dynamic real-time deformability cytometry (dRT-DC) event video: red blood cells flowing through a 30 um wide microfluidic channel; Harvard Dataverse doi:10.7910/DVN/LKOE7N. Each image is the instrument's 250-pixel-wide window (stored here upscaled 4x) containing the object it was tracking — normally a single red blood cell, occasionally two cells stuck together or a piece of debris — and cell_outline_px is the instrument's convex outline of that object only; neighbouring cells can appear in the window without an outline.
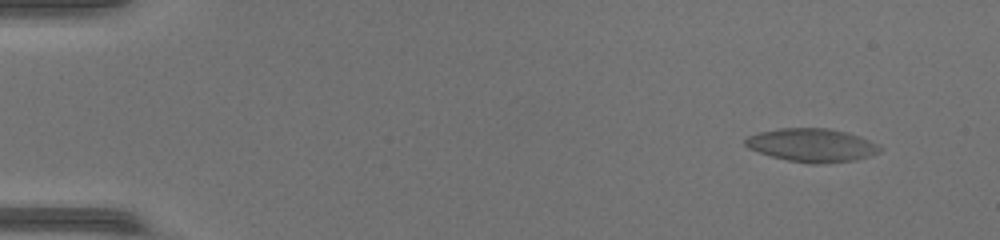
{"species": "common noctule bat (a hibernating species)", "species_latin": "Nyctalus noctula", "temperature_condition": "warm", "stored_images_in_passage": 50, "camera_frame_rate_fps": 3000, "um_per_image_px": 0.085, "animal": {"sex": "female", "body_mass_g": 17.0, "forearm_length_mm": 48.0}, "frame": {"image": 1, "passage_image": 5, "time_ms": 1.333, "image_size_px": [1000, 240], "cell_outline_px": [[880, 152], [856, 160], [816, 164], [808, 164], [788, 160], [772, 156], [748, 148], [744, 144], [744, 140], [748, 136], [760, 132], [780, 128], [828, 128], [844, 132], [868, 140], [876, 144], [880, 148]], "centroid_in_image_um": [68.97, 12.34], "position_along_channel_um": 16.0, "area_um2": 25.78}}
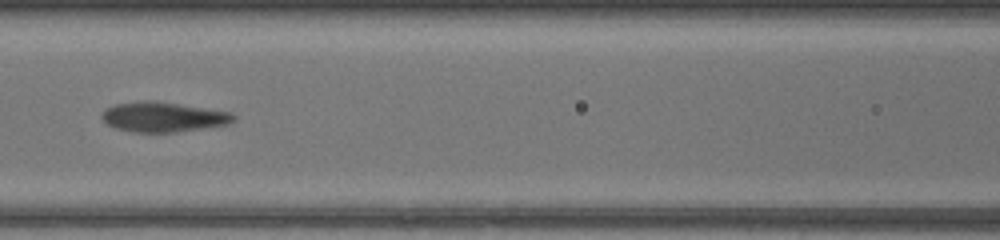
{"frame": {"image": 2, "passage_image": 24, "time_ms": 7.667, "image_size_px": [1000, 240], "cell_outline_px": [[236, 120], [228, 124], [176, 132], [132, 132], [116, 128], [108, 124], [100, 116], [108, 108], [116, 104], [140, 100], [152, 100], [232, 112], [236, 116]], "centroid_in_image_um": [13.9, 9.94], "position_along_channel_um": 152.7, "area_um2": 22.83}}
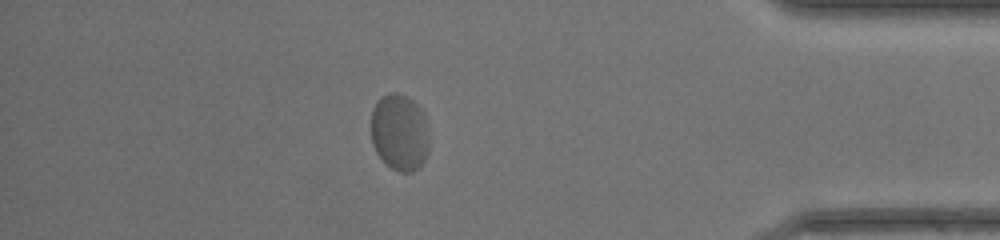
{"frame": {"image": 3, "passage_image": 44, "time_ms": 14.333, "image_size_px": [1000, 240], "cell_outline_px": [[428, 152], [424, 160], [412, 172], [400, 172], [392, 168], [376, 152], [372, 144], [372, 108], [376, 100], [380, 96], [392, 92], [396, 92], [412, 100], [424, 112], [428, 144]], "centroid_in_image_um": [33.94, 11.22], "position_along_channel_um": 401.3, "area_um2": 25.78}, "authors_computed_cell_mechanics": {"area_um2": 24.5072, "velocity_mm_per_s": 4.2531, "shape_relaxation_time_tau1_ms": 3.3436, "shape_relaxation_time_tau2_ms": null, "deformation_change_tau1": 0.1313, "deformation_change_tau2": null}}